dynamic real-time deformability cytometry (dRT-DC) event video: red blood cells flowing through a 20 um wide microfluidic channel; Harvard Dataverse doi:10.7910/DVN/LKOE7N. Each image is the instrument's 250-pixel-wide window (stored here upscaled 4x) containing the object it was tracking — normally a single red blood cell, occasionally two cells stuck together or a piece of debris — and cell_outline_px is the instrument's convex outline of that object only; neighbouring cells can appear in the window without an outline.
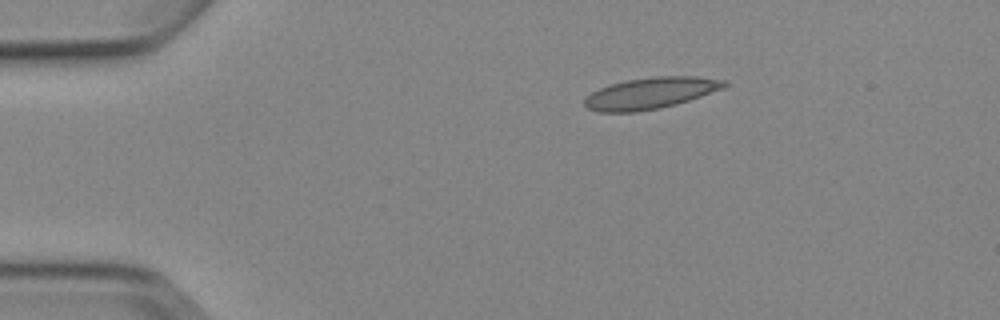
{"species": "Egyptian fruit bat (a non-hibernating species)", "species_latin": "Rousettus aegyptiacus", "temperature_condition": "cold", "stored_images_in_passage": 5, "segment_of_instrument_passage": [1, 2], "camera_frame_rate_fps": 3000, "um_per_image_px": 0.085, "animal": {"sex": "female"}, "frame": {"image": 1, "passage_image": 3, "time_ms": 2.333, "image_size_px": [1000, 320], "cell_outline_px": [[728, 84], [724, 88], [676, 104], [660, 108], [636, 112], [600, 112], [588, 108], [584, 104], [584, 100], [592, 92], [600, 88], [612, 84], [628, 80], [656, 76], [696, 76], [728, 80]], "centroid_in_image_um": [55.33, 7.91], "position_along_channel_um": 29.7, "area_um2": 25.37}}